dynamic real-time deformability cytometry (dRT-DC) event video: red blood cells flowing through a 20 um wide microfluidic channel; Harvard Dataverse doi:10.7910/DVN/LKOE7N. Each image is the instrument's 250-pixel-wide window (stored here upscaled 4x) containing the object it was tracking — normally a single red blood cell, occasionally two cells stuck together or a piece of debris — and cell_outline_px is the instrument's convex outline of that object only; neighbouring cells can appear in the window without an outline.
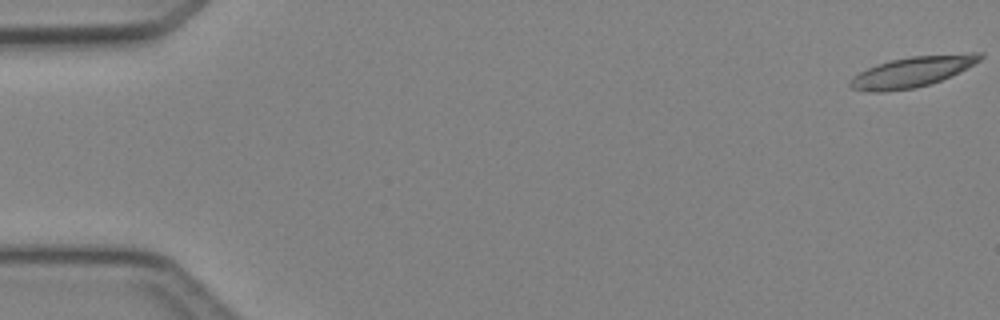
{"species": "Egyptian fruit bat (a non-hibernating species)", "species_latin": "Rousettus aegyptiacus", "temperature_condition": "cold", "stored_images_in_passage": 4, "camera_frame_rate_fps": 3000, "um_per_image_px": 0.085, "animal": {"sex": "female"}, "frame": {"image": 1, "passage_image": 1, "time_ms": 0.0, "image_size_px": [1000, 320], "cell_outline_px": [[984, 56], [980, 60], [960, 72], [940, 80], [916, 88], [884, 92], [876, 92], [852, 88], [848, 84], [852, 76], [876, 64], [892, 60], [912, 56], [968, 52], [984, 52]], "centroid_in_image_um": [77.58, 6.08], "position_along_channel_um": 7.4, "area_um2": 23.12}}